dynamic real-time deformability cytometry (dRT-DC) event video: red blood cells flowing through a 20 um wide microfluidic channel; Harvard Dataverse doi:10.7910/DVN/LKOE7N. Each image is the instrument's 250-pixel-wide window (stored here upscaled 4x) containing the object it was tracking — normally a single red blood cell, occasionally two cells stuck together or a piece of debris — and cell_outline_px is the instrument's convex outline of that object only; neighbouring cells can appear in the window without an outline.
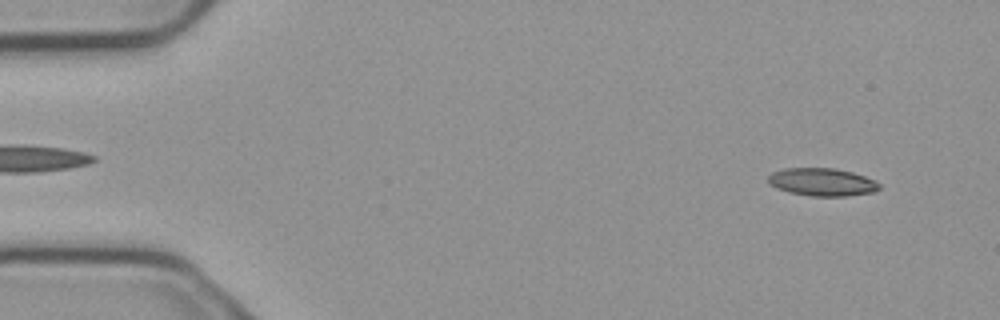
{"species": "common noctule bat (a hibernating species)", "species_latin": "Nyctalus noctula", "temperature_condition": "cold", "stored_images_in_passage": 3, "camera_frame_rate_fps": 3000, "um_per_image_px": 0.085, "animal": {"sex": "male", "body_mass_g": 23.1, "forearm_length_mm": 52.7}, "frame": {"image": 1, "passage_image": 1, "time_ms": 0.0, "image_size_px": [1000, 320], "cell_outline_px": [[880, 188], [872, 192], [844, 196], [812, 196], [788, 192], [776, 188], [768, 184], [768, 176], [772, 172], [784, 168], [836, 168], [852, 172], [876, 180], [880, 184]], "centroid_in_image_um": [69.85, 15.47], "position_along_channel_um": 15.1, "area_um2": 18.09}}